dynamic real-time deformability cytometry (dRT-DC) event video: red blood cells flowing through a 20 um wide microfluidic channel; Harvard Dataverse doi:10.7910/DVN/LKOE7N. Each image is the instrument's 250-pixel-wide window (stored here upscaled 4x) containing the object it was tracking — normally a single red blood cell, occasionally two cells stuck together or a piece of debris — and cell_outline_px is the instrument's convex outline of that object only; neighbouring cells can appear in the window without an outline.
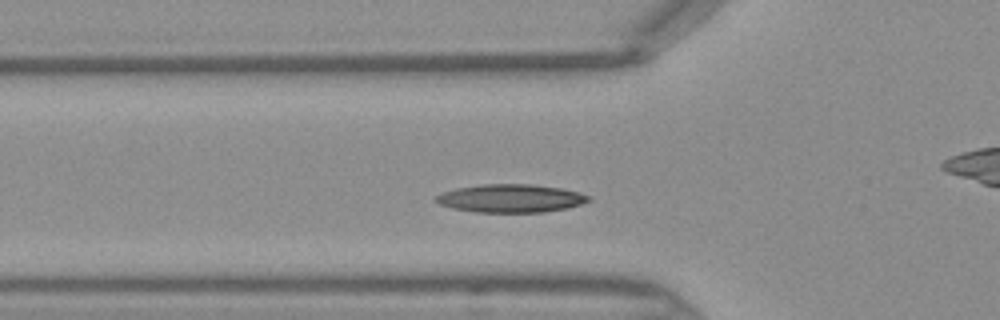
{"species": "Egyptian fruit bat (a non-hibernating species)", "species_latin": "Rousettus aegyptiacus", "temperature_condition": "warm", "stored_images_in_passage": 34, "camera_frame_rate_fps": 3000, "um_per_image_px": 0.085, "frame": {"image": 1, "passage_image": 10, "time_ms": 3.0, "image_size_px": [1000, 320], "cell_outline_px": [[592, 200], [568, 208], [544, 212], [476, 212], [452, 208], [440, 204], [432, 200], [440, 192], [456, 188], [480, 184], [532, 184], [560, 188], [592, 196]], "centroid_in_image_um": [43.38, 16.85], "position_along_channel_um": 82.4, "area_um2": 25.2}}
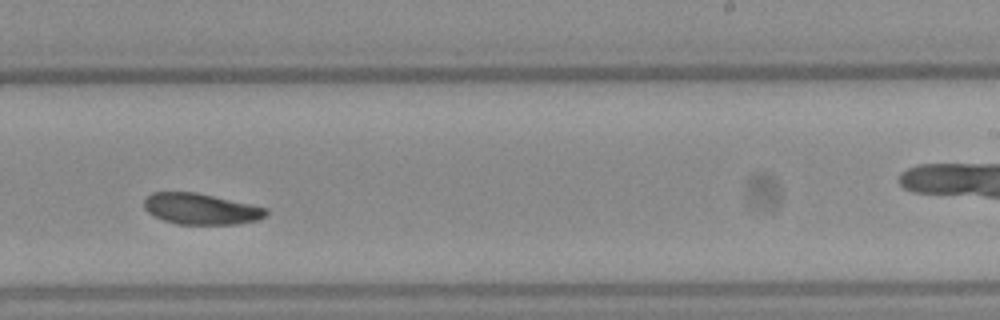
{"frame": {"image": 2, "passage_image": 23, "time_ms": 7.333, "image_size_px": [1000, 320], "cell_outline_px": [[268, 216], [256, 220], [236, 224], [176, 224], [152, 216], [144, 208], [144, 200], [152, 192], [196, 192], [252, 204], [264, 208], [268, 212]], "centroid_in_image_um": [17.06, 17.76], "position_along_channel_um": 271.9, "area_um2": 22.08}}
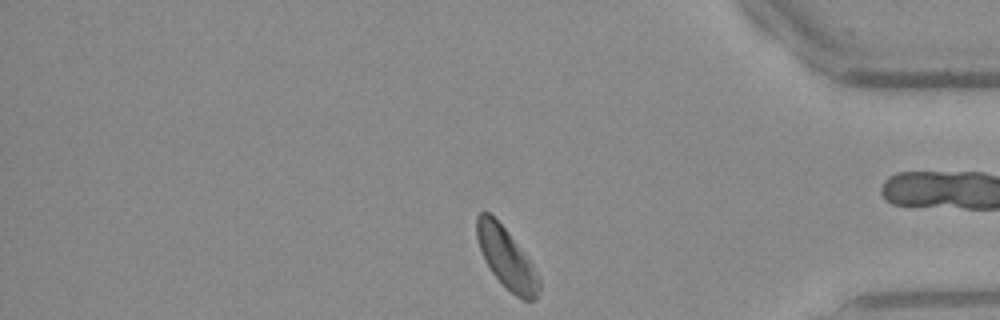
{"frame": {"image": 3, "passage_image": 33, "time_ms": 10.667, "image_size_px": [1000, 320], "cell_outline_px": [[540, 288], [536, 296], [532, 300], [524, 300], [516, 296], [492, 272], [484, 260], [476, 236], [476, 216], [484, 208], [508, 232], [540, 276]], "centroid_in_image_um": [43.02, 21.91], "position_along_channel_um": 392.2, "area_um2": 21.44}}